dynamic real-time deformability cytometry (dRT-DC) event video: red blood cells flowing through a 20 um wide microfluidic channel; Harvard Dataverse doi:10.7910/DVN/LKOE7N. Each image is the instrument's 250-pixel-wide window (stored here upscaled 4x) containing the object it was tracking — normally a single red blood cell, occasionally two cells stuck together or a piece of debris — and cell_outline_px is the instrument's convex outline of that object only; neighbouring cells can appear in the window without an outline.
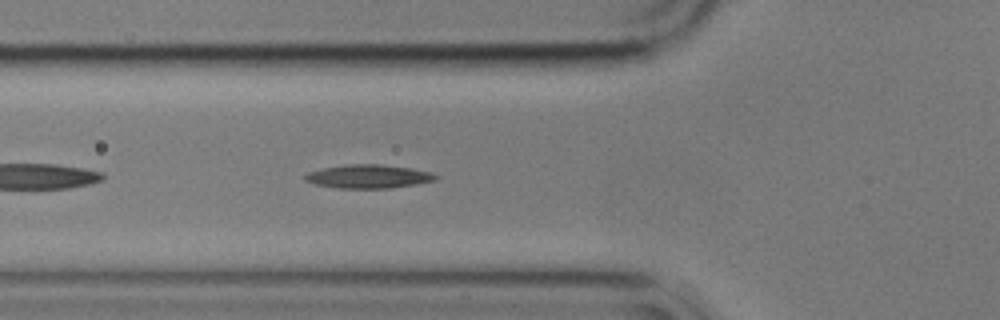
{"species": "common noctule bat (a hibernating species)", "species_latin": "Nyctalus noctula", "temperature_condition": "cold", "stored_images_in_passage": 43, "camera_frame_rate_fps": 3000, "um_per_image_px": 0.085, "animal": {"sex": "male", "body_mass_g": 17.9}, "frame": {"image": 1, "passage_image": 6, "time_ms": 1.667, "image_size_px": [1000, 320], "cell_outline_px": [[440, 176], [436, 180], [416, 184], [392, 188], [340, 188], [316, 184], [304, 180], [304, 176], [308, 172], [324, 168], [348, 164], [380, 164], [412, 168], [432, 172]], "centroid_in_image_um": [31.37, 14.99], "position_along_channel_um": 94.4, "area_um2": 17.98}}
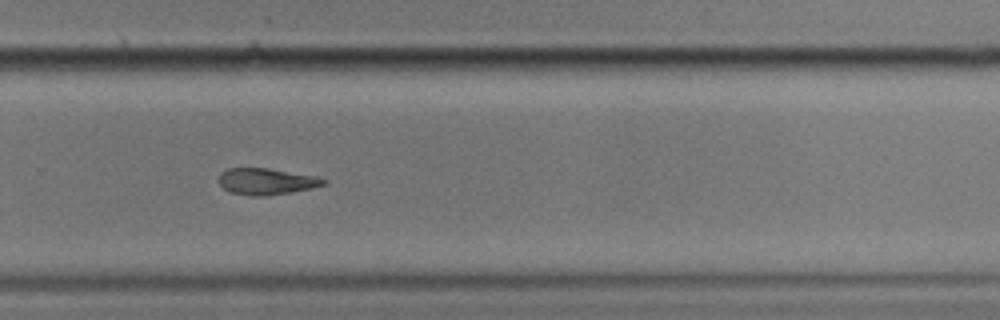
{"frame": {"image": 2, "passage_image": 24, "time_ms": 7.667, "image_size_px": [1000, 320], "cell_outline_px": [[328, 184], [312, 188], [292, 192], [260, 196], [248, 196], [228, 192], [220, 184], [220, 172], [228, 168], [268, 168], [316, 176], [328, 180]], "centroid_in_image_um": [22.66, 15.42], "position_along_channel_um": 307.1, "area_um2": 16.24}}
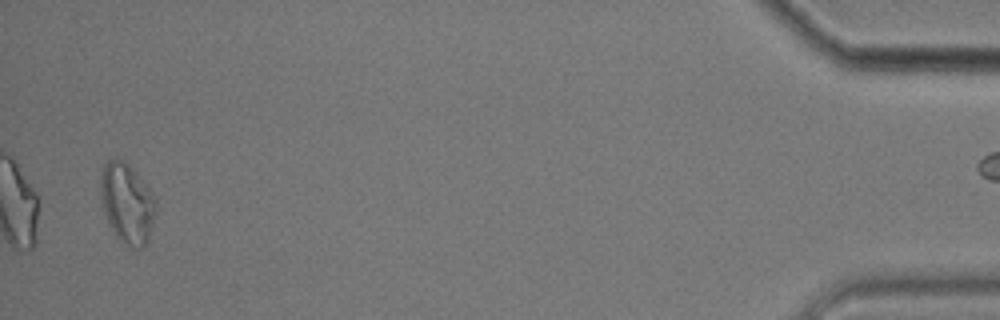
{"frame": {"image": 3, "passage_image": 41, "time_ms": 13.333, "image_size_px": [1000, 320], "cell_outline_px": [[156, 208], [148, 240], [144, 248], [132, 248], [120, 240], [116, 236], [108, 224], [104, 212], [100, 192], [100, 176], [104, 164], [108, 160], [124, 160], [132, 168], [156, 200]], "centroid_in_image_um": [10.78, 17.3], "position_along_channel_um": 424.4, "area_um2": 25.49}}